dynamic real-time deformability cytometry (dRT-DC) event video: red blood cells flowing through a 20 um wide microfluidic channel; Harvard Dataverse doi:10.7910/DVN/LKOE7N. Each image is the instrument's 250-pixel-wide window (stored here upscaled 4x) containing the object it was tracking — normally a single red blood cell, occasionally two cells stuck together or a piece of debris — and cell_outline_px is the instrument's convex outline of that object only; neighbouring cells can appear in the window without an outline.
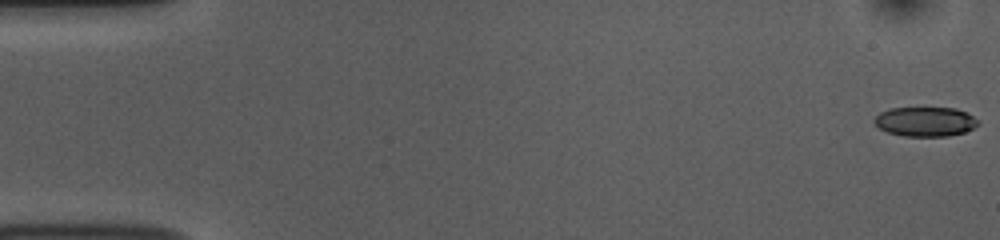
{"species": "common noctule bat (a hibernating species)", "species_latin": "Nyctalus noctula", "temperature_condition": "room temperature", "stored_images_in_passage": 54, "camera_frame_rate_fps": 3000, "um_per_image_px": 0.085, "animal": {"sex": "female", "body_mass_g": 10.0, "forearm_length_mm": 53.1}, "frame": {"image": 1, "passage_image": 1, "time_ms": 0.0, "image_size_px": [1000, 240], "cell_outline_px": [[980, 124], [964, 132], [948, 136], [904, 136], [888, 132], [880, 128], [872, 120], [880, 112], [888, 108], [956, 108], [968, 112]], "centroid_in_image_um": [78.64, 10.33], "position_along_channel_um": 6.4, "area_um2": 17.8}}
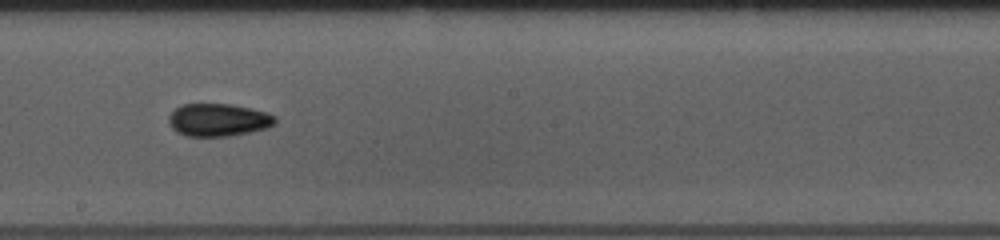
{"frame": {"image": 2, "passage_image": 30, "time_ms": 9.667, "image_size_px": [1000, 240], "cell_outline_px": [[276, 124], [268, 128], [228, 136], [184, 136], [176, 132], [168, 124], [168, 116], [176, 108], [184, 104], [232, 104], [268, 112], [276, 116]], "centroid_in_image_um": [18.56, 10.19], "position_along_channel_um": 229.6, "area_um2": 20.46}}
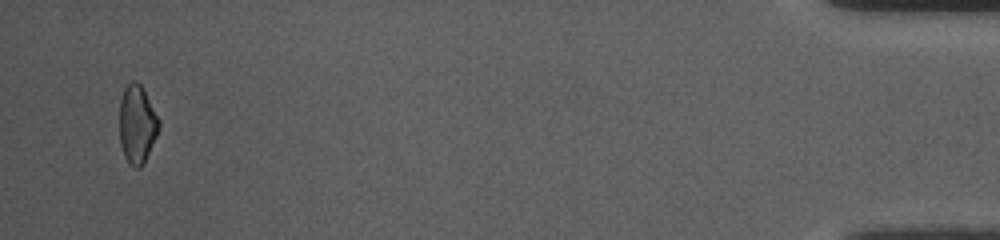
{"frame": {"image": 3, "passage_image": 52, "time_ms": 17.0, "image_size_px": [1000, 240], "cell_outline_px": [[160, 128], [144, 164], [140, 168], [132, 168], [128, 164], [124, 156], [120, 144], [120, 100], [124, 88], [132, 80], [136, 80], [144, 88], [160, 120]], "centroid_in_image_um": [11.66, 10.58], "position_along_channel_um": 423.5, "area_um2": 18.38}, "authors_computed_cell_mechanics": {"area_um2": 19.1896, "velocity_mm_per_s": 3.7693, "shape_relaxation_time_tau1_ms": 10.7119, "shape_relaxation_time_tau2_ms": 5.6544, "deformation_change_tau1": 0.1732, "deformation_change_tau2": 0.1036}}